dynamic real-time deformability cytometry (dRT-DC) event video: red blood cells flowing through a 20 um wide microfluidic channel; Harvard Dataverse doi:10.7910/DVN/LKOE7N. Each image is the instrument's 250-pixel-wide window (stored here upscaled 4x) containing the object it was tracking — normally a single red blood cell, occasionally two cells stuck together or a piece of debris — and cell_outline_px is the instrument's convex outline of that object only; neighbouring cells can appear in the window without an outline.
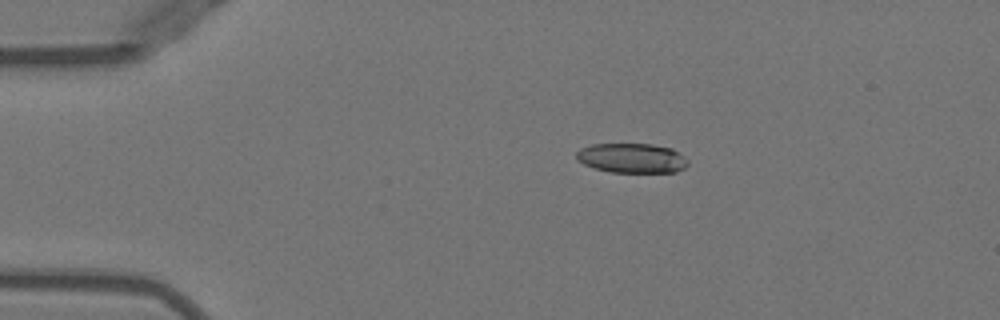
{"species": "Egyptian fruit bat (a non-hibernating species)", "species_latin": "Rousettus aegyptiacus", "temperature_condition": "warm", "stored_images_in_passage": 32, "camera_frame_rate_fps": 3000, "um_per_image_px": 0.085, "animal": {"sex": "female"}, "frame": {"image": 1, "passage_image": 4, "time_ms": 1.0, "image_size_px": [1000, 320], "cell_outline_px": [[688, 164], [684, 168], [676, 172], [608, 172], [584, 164], [576, 160], [576, 152], [580, 148], [592, 144], [652, 144], [672, 148], [688, 160]], "centroid_in_image_um": [53.69, 13.43], "position_along_channel_um": 31.3, "area_um2": 19.31}}
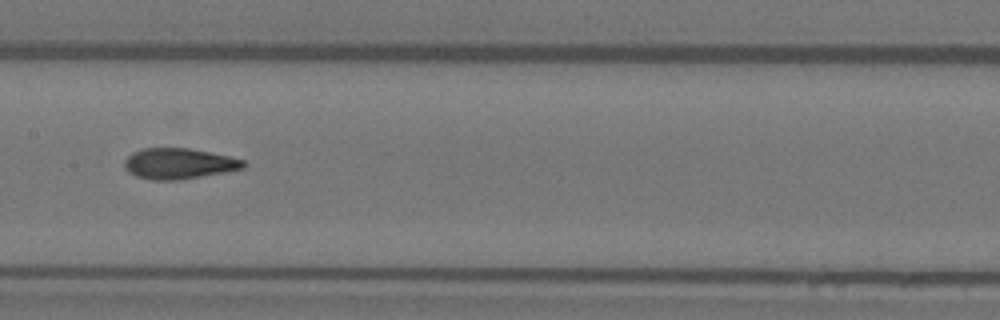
{"frame": {"image": 2, "passage_image": 20, "time_ms": 6.333, "image_size_px": [1000, 320], "cell_outline_px": [[248, 164], [244, 168], [224, 172], [180, 180], [152, 180], [136, 176], [128, 172], [124, 168], [124, 160], [132, 152], [144, 148], [188, 148], [228, 156], [244, 160]], "centroid_in_image_um": [15.18, 13.91], "position_along_channel_um": 192.2, "area_um2": 21.33}}
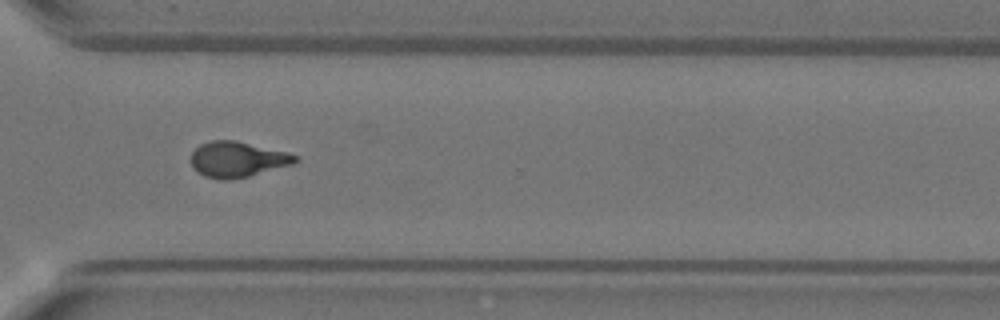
{"frame": {"image": 3, "passage_image": 32, "time_ms": 10.333, "image_size_px": [1000, 320], "cell_outline_px": [[300, 160], [292, 164], [248, 176], [232, 180], [224, 180], [204, 176], [196, 172], [192, 168], [192, 152], [200, 144], [212, 140], [236, 140], [288, 152], [296, 156]], "centroid_in_image_um": [20.16, 13.54], "position_along_channel_um": 350.4, "area_um2": 21.62}}